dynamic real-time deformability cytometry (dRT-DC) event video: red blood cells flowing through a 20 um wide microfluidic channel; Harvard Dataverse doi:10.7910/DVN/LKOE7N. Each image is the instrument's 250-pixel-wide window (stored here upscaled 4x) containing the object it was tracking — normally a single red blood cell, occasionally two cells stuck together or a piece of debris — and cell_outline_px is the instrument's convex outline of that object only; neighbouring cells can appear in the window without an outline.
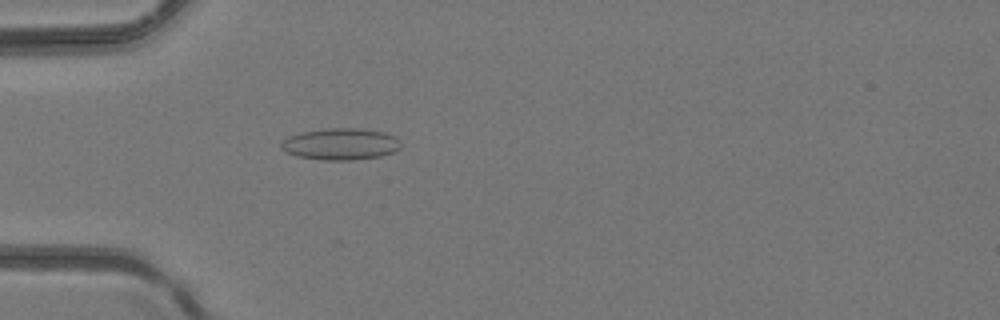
{"species": "common noctule bat (a hibernating species)", "species_latin": "Nyctalus noctula", "temperature_condition": "room temperature", "stored_images_in_passage": 35, "camera_frame_rate_fps": 3000, "um_per_image_px": 0.085, "animal": {"sex": "female", "body_mass_g": 24.6, "forearm_length_mm": 56.2}, "frame": {"image": 1, "passage_image": 2, "time_ms": 0.333, "image_size_px": [1000, 320], "cell_outline_px": [[400, 148], [396, 152], [380, 156], [352, 160], [324, 160], [296, 156], [280, 148], [280, 144], [288, 136], [300, 132], [328, 128], [356, 128], [384, 132], [396, 136], [400, 140]], "centroid_in_image_um": [28.97, 12.24], "position_along_channel_um": 56.0, "area_um2": 22.2}}
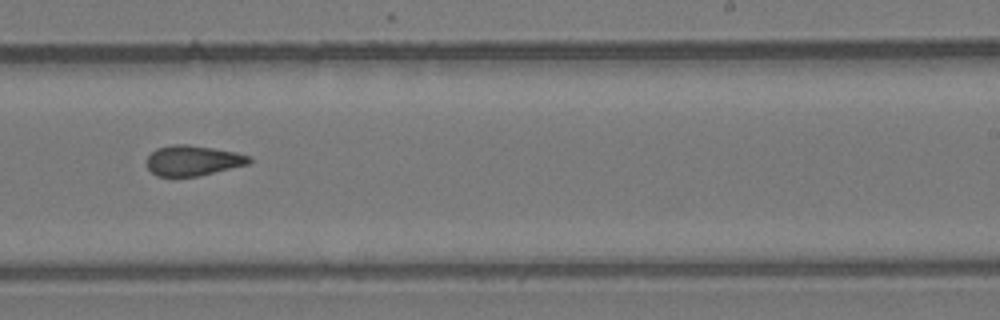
{"frame": {"image": 2, "passage_image": 17, "time_ms": 5.333, "image_size_px": [1000, 320], "cell_outline_px": [[252, 160], [248, 164], [200, 176], [156, 176], [148, 168], [148, 156], [156, 148], [172, 144], [188, 144], [236, 152], [252, 156]], "centroid_in_image_um": [16.42, 13.64], "position_along_channel_um": 272.6, "area_um2": 18.09}}
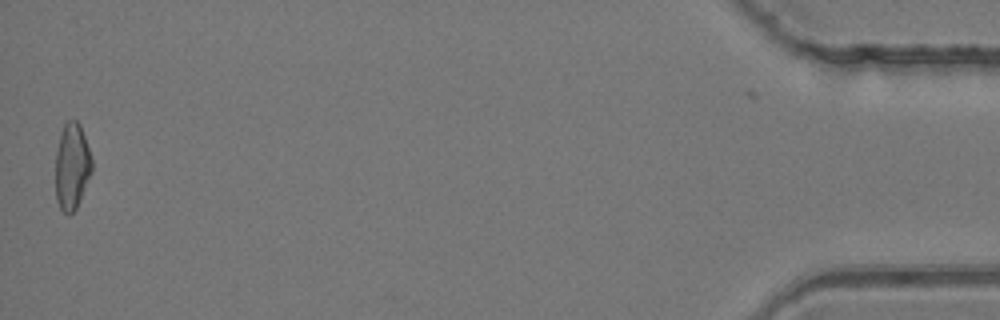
{"frame": {"image": 3, "passage_image": 34, "time_ms": 11.0, "image_size_px": [1000, 320], "cell_outline_px": [[92, 172], [80, 200], [76, 208], [68, 216], [60, 208], [56, 200], [56, 152], [60, 136], [64, 124], [68, 120], [76, 120], [80, 124], [92, 160]], "centroid_in_image_um": [6.11, 14.16], "position_along_channel_um": 429.1, "area_um2": 18.21}}